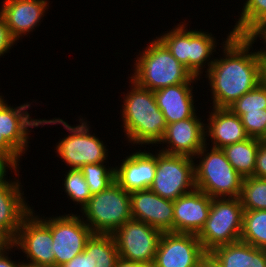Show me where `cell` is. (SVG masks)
<instances>
[{"mask_svg":"<svg viewBox=\"0 0 266 267\" xmlns=\"http://www.w3.org/2000/svg\"><path fill=\"white\" fill-rule=\"evenodd\" d=\"M226 35L219 46L223 57H215L204 75L216 108H228L262 82L261 54L252 47L255 42L248 36L233 35L231 30Z\"/></svg>","mask_w":266,"mask_h":267,"instance_id":"obj_1","label":"cell"},{"mask_svg":"<svg viewBox=\"0 0 266 267\" xmlns=\"http://www.w3.org/2000/svg\"><path fill=\"white\" fill-rule=\"evenodd\" d=\"M130 90L123 92L120 114L124 137L131 145H154L163 138L167 123L157 106L154 91L139 86L129 79Z\"/></svg>","mask_w":266,"mask_h":267,"instance_id":"obj_2","label":"cell"},{"mask_svg":"<svg viewBox=\"0 0 266 267\" xmlns=\"http://www.w3.org/2000/svg\"><path fill=\"white\" fill-rule=\"evenodd\" d=\"M143 49L134 58L133 73L129 76L139 86L155 91L170 85L200 81L170 53L157 36Z\"/></svg>","mask_w":266,"mask_h":267,"instance_id":"obj_3","label":"cell"},{"mask_svg":"<svg viewBox=\"0 0 266 267\" xmlns=\"http://www.w3.org/2000/svg\"><path fill=\"white\" fill-rule=\"evenodd\" d=\"M187 20L174 25L171 30L165 31L157 38L166 46L170 53L192 74L201 78L214 62L217 44L219 43L210 32L201 29H188ZM217 41V42H216ZM213 58H212V57ZM208 67H206V66Z\"/></svg>","mask_w":266,"mask_h":267,"instance_id":"obj_4","label":"cell"},{"mask_svg":"<svg viewBox=\"0 0 266 267\" xmlns=\"http://www.w3.org/2000/svg\"><path fill=\"white\" fill-rule=\"evenodd\" d=\"M80 118V119H79ZM79 124L70 125L68 122L62 120V118L53 119H40V126L43 127L50 125H61L68 131L69 135H65L64 138L56 143L57 157L61 158L70 169H80L86 164L105 163L108 160V148L103 142L95 136L96 134L90 129V122H87L83 117L79 116ZM89 123V124H88ZM91 131V132H90Z\"/></svg>","mask_w":266,"mask_h":267,"instance_id":"obj_5","label":"cell"},{"mask_svg":"<svg viewBox=\"0 0 266 267\" xmlns=\"http://www.w3.org/2000/svg\"><path fill=\"white\" fill-rule=\"evenodd\" d=\"M209 145L205 142L193 158L196 189L211 198H239L244 178L232 167L222 149L210 147L209 150Z\"/></svg>","mask_w":266,"mask_h":267,"instance_id":"obj_6","label":"cell"},{"mask_svg":"<svg viewBox=\"0 0 266 267\" xmlns=\"http://www.w3.org/2000/svg\"><path fill=\"white\" fill-rule=\"evenodd\" d=\"M80 212L93 234H113L132 219L130 193L115 181L107 189L92 195Z\"/></svg>","mask_w":266,"mask_h":267,"instance_id":"obj_7","label":"cell"},{"mask_svg":"<svg viewBox=\"0 0 266 267\" xmlns=\"http://www.w3.org/2000/svg\"><path fill=\"white\" fill-rule=\"evenodd\" d=\"M243 212L240 198H212L209 216L197 235L206 253L240 240Z\"/></svg>","mask_w":266,"mask_h":267,"instance_id":"obj_8","label":"cell"},{"mask_svg":"<svg viewBox=\"0 0 266 267\" xmlns=\"http://www.w3.org/2000/svg\"><path fill=\"white\" fill-rule=\"evenodd\" d=\"M33 208L23 218L13 238L14 249L24 253L26 261L23 260V262L26 266L55 267L50 217L45 218L41 214H35Z\"/></svg>","mask_w":266,"mask_h":267,"instance_id":"obj_9","label":"cell"},{"mask_svg":"<svg viewBox=\"0 0 266 267\" xmlns=\"http://www.w3.org/2000/svg\"><path fill=\"white\" fill-rule=\"evenodd\" d=\"M193 157L166 154L157 149L156 171L150 190L162 198L176 200L196 189Z\"/></svg>","mask_w":266,"mask_h":267,"instance_id":"obj_10","label":"cell"},{"mask_svg":"<svg viewBox=\"0 0 266 267\" xmlns=\"http://www.w3.org/2000/svg\"><path fill=\"white\" fill-rule=\"evenodd\" d=\"M6 101L0 102V152L19 166L20 158L29 150L30 131L40 126V118H31L28 113L32 103L13 107Z\"/></svg>","mask_w":266,"mask_h":267,"instance_id":"obj_11","label":"cell"},{"mask_svg":"<svg viewBox=\"0 0 266 267\" xmlns=\"http://www.w3.org/2000/svg\"><path fill=\"white\" fill-rule=\"evenodd\" d=\"M162 231L135 219L126 221L113 234L119 257L151 267Z\"/></svg>","mask_w":266,"mask_h":267,"instance_id":"obj_12","label":"cell"},{"mask_svg":"<svg viewBox=\"0 0 266 267\" xmlns=\"http://www.w3.org/2000/svg\"><path fill=\"white\" fill-rule=\"evenodd\" d=\"M50 230L53 237L52 250L55 256V267H60L82 253L87 240L93 234L81 216L73 212L51 216Z\"/></svg>","mask_w":266,"mask_h":267,"instance_id":"obj_13","label":"cell"},{"mask_svg":"<svg viewBox=\"0 0 266 267\" xmlns=\"http://www.w3.org/2000/svg\"><path fill=\"white\" fill-rule=\"evenodd\" d=\"M205 253L197 235L163 232L151 267H196Z\"/></svg>","mask_w":266,"mask_h":267,"instance_id":"obj_14","label":"cell"},{"mask_svg":"<svg viewBox=\"0 0 266 267\" xmlns=\"http://www.w3.org/2000/svg\"><path fill=\"white\" fill-rule=\"evenodd\" d=\"M197 114L167 124L163 138L158 143L163 144L162 149L159 147V151L194 158L205 145V120L202 121L203 118ZM164 144L166 146L163 148Z\"/></svg>","mask_w":266,"mask_h":267,"instance_id":"obj_15","label":"cell"},{"mask_svg":"<svg viewBox=\"0 0 266 267\" xmlns=\"http://www.w3.org/2000/svg\"><path fill=\"white\" fill-rule=\"evenodd\" d=\"M2 3L0 13L11 36L19 42L22 37L28 36L40 26L50 2L49 0H3Z\"/></svg>","mask_w":266,"mask_h":267,"instance_id":"obj_16","label":"cell"},{"mask_svg":"<svg viewBox=\"0 0 266 267\" xmlns=\"http://www.w3.org/2000/svg\"><path fill=\"white\" fill-rule=\"evenodd\" d=\"M132 219L162 232H174L173 200L162 198L150 189L130 193Z\"/></svg>","mask_w":266,"mask_h":267,"instance_id":"obj_17","label":"cell"},{"mask_svg":"<svg viewBox=\"0 0 266 267\" xmlns=\"http://www.w3.org/2000/svg\"><path fill=\"white\" fill-rule=\"evenodd\" d=\"M129 153L121 164L115 166V181L128 193L149 189L153 184L156 171L155 154L146 150Z\"/></svg>","mask_w":266,"mask_h":267,"instance_id":"obj_18","label":"cell"},{"mask_svg":"<svg viewBox=\"0 0 266 267\" xmlns=\"http://www.w3.org/2000/svg\"><path fill=\"white\" fill-rule=\"evenodd\" d=\"M212 198L194 189L173 201L174 232L198 235L209 216Z\"/></svg>","mask_w":266,"mask_h":267,"instance_id":"obj_19","label":"cell"},{"mask_svg":"<svg viewBox=\"0 0 266 267\" xmlns=\"http://www.w3.org/2000/svg\"><path fill=\"white\" fill-rule=\"evenodd\" d=\"M210 107L211 113L207 112L209 115L206 118L208 124L205 122V142L211 140V147L222 149L249 138L240 116L229 108Z\"/></svg>","mask_w":266,"mask_h":267,"instance_id":"obj_20","label":"cell"},{"mask_svg":"<svg viewBox=\"0 0 266 267\" xmlns=\"http://www.w3.org/2000/svg\"><path fill=\"white\" fill-rule=\"evenodd\" d=\"M22 187L18 178L0 183V227L12 238L16 236L23 218L32 210Z\"/></svg>","mask_w":266,"mask_h":267,"instance_id":"obj_21","label":"cell"},{"mask_svg":"<svg viewBox=\"0 0 266 267\" xmlns=\"http://www.w3.org/2000/svg\"><path fill=\"white\" fill-rule=\"evenodd\" d=\"M194 83L170 85L154 91L157 106L164 115L167 124L192 117L195 108Z\"/></svg>","mask_w":266,"mask_h":267,"instance_id":"obj_22","label":"cell"},{"mask_svg":"<svg viewBox=\"0 0 266 267\" xmlns=\"http://www.w3.org/2000/svg\"><path fill=\"white\" fill-rule=\"evenodd\" d=\"M118 258L112 234H92L84 251L60 267H115Z\"/></svg>","mask_w":266,"mask_h":267,"instance_id":"obj_23","label":"cell"},{"mask_svg":"<svg viewBox=\"0 0 266 267\" xmlns=\"http://www.w3.org/2000/svg\"><path fill=\"white\" fill-rule=\"evenodd\" d=\"M210 254L220 267H266V249L241 240L215 248Z\"/></svg>","mask_w":266,"mask_h":267,"instance_id":"obj_24","label":"cell"},{"mask_svg":"<svg viewBox=\"0 0 266 267\" xmlns=\"http://www.w3.org/2000/svg\"><path fill=\"white\" fill-rule=\"evenodd\" d=\"M260 139L251 138L222 148L232 167L243 177L254 176Z\"/></svg>","mask_w":266,"mask_h":267,"instance_id":"obj_25","label":"cell"},{"mask_svg":"<svg viewBox=\"0 0 266 267\" xmlns=\"http://www.w3.org/2000/svg\"><path fill=\"white\" fill-rule=\"evenodd\" d=\"M240 240L266 249V210H244Z\"/></svg>","mask_w":266,"mask_h":267,"instance_id":"obj_26","label":"cell"},{"mask_svg":"<svg viewBox=\"0 0 266 267\" xmlns=\"http://www.w3.org/2000/svg\"><path fill=\"white\" fill-rule=\"evenodd\" d=\"M238 21L231 31L233 35L248 36L266 19V0H245Z\"/></svg>","mask_w":266,"mask_h":267,"instance_id":"obj_27","label":"cell"},{"mask_svg":"<svg viewBox=\"0 0 266 267\" xmlns=\"http://www.w3.org/2000/svg\"><path fill=\"white\" fill-rule=\"evenodd\" d=\"M239 198L244 210H266V179L244 178Z\"/></svg>","mask_w":266,"mask_h":267,"instance_id":"obj_28","label":"cell"},{"mask_svg":"<svg viewBox=\"0 0 266 267\" xmlns=\"http://www.w3.org/2000/svg\"><path fill=\"white\" fill-rule=\"evenodd\" d=\"M106 163L86 164L80 168L91 195L98 194L115 182V167Z\"/></svg>","mask_w":266,"mask_h":267,"instance_id":"obj_29","label":"cell"},{"mask_svg":"<svg viewBox=\"0 0 266 267\" xmlns=\"http://www.w3.org/2000/svg\"><path fill=\"white\" fill-rule=\"evenodd\" d=\"M65 173L64 184L62 182L63 191L69 198L68 200L71 199L75 205H79L81 211L92 196L87 182L80 169H69Z\"/></svg>","mask_w":266,"mask_h":267,"instance_id":"obj_30","label":"cell"},{"mask_svg":"<svg viewBox=\"0 0 266 267\" xmlns=\"http://www.w3.org/2000/svg\"><path fill=\"white\" fill-rule=\"evenodd\" d=\"M234 114L241 116L247 111L266 109V85L261 82L246 92L228 107Z\"/></svg>","mask_w":266,"mask_h":267,"instance_id":"obj_31","label":"cell"},{"mask_svg":"<svg viewBox=\"0 0 266 267\" xmlns=\"http://www.w3.org/2000/svg\"><path fill=\"white\" fill-rule=\"evenodd\" d=\"M240 118L249 137L261 140L265 136L266 109L247 111Z\"/></svg>","mask_w":266,"mask_h":267,"instance_id":"obj_32","label":"cell"},{"mask_svg":"<svg viewBox=\"0 0 266 267\" xmlns=\"http://www.w3.org/2000/svg\"><path fill=\"white\" fill-rule=\"evenodd\" d=\"M14 44L17 45V41L11 36L5 19L0 13V58L5 56L6 53H9Z\"/></svg>","mask_w":266,"mask_h":267,"instance_id":"obj_33","label":"cell"},{"mask_svg":"<svg viewBox=\"0 0 266 267\" xmlns=\"http://www.w3.org/2000/svg\"><path fill=\"white\" fill-rule=\"evenodd\" d=\"M21 166L22 165L18 166L8 155L0 152V183L10 180V176L8 179L7 175L9 174L8 170L9 172L14 171V175H17L16 178L19 177V169H21Z\"/></svg>","mask_w":266,"mask_h":267,"instance_id":"obj_34","label":"cell"},{"mask_svg":"<svg viewBox=\"0 0 266 267\" xmlns=\"http://www.w3.org/2000/svg\"><path fill=\"white\" fill-rule=\"evenodd\" d=\"M254 176L266 179V142L262 140L256 154Z\"/></svg>","mask_w":266,"mask_h":267,"instance_id":"obj_35","label":"cell"},{"mask_svg":"<svg viewBox=\"0 0 266 267\" xmlns=\"http://www.w3.org/2000/svg\"><path fill=\"white\" fill-rule=\"evenodd\" d=\"M253 42H257V39L259 37L260 40H262L260 43H263L265 46L266 45V19L258 25L249 35ZM259 50L260 54H266V46L265 48L261 46Z\"/></svg>","mask_w":266,"mask_h":267,"instance_id":"obj_36","label":"cell"},{"mask_svg":"<svg viewBox=\"0 0 266 267\" xmlns=\"http://www.w3.org/2000/svg\"><path fill=\"white\" fill-rule=\"evenodd\" d=\"M14 245L10 246L8 249L0 252V267H26L23 261L17 262L12 260V256L9 257V254L13 252ZM10 252V253H9Z\"/></svg>","mask_w":266,"mask_h":267,"instance_id":"obj_37","label":"cell"},{"mask_svg":"<svg viewBox=\"0 0 266 267\" xmlns=\"http://www.w3.org/2000/svg\"><path fill=\"white\" fill-rule=\"evenodd\" d=\"M196 267H220V265L210 253H205L198 261Z\"/></svg>","mask_w":266,"mask_h":267,"instance_id":"obj_38","label":"cell"},{"mask_svg":"<svg viewBox=\"0 0 266 267\" xmlns=\"http://www.w3.org/2000/svg\"><path fill=\"white\" fill-rule=\"evenodd\" d=\"M13 245V238L0 227V252L8 249Z\"/></svg>","mask_w":266,"mask_h":267,"instance_id":"obj_39","label":"cell"},{"mask_svg":"<svg viewBox=\"0 0 266 267\" xmlns=\"http://www.w3.org/2000/svg\"><path fill=\"white\" fill-rule=\"evenodd\" d=\"M115 267H147L146 265L119 257Z\"/></svg>","mask_w":266,"mask_h":267,"instance_id":"obj_40","label":"cell"},{"mask_svg":"<svg viewBox=\"0 0 266 267\" xmlns=\"http://www.w3.org/2000/svg\"><path fill=\"white\" fill-rule=\"evenodd\" d=\"M262 82L266 85V54H261Z\"/></svg>","mask_w":266,"mask_h":267,"instance_id":"obj_41","label":"cell"},{"mask_svg":"<svg viewBox=\"0 0 266 267\" xmlns=\"http://www.w3.org/2000/svg\"><path fill=\"white\" fill-rule=\"evenodd\" d=\"M261 140L264 141V142H266V134H265V136Z\"/></svg>","mask_w":266,"mask_h":267,"instance_id":"obj_42","label":"cell"},{"mask_svg":"<svg viewBox=\"0 0 266 267\" xmlns=\"http://www.w3.org/2000/svg\"><path fill=\"white\" fill-rule=\"evenodd\" d=\"M2 94V93H0ZM4 99V97L2 95H0V102Z\"/></svg>","mask_w":266,"mask_h":267,"instance_id":"obj_43","label":"cell"}]
</instances>
